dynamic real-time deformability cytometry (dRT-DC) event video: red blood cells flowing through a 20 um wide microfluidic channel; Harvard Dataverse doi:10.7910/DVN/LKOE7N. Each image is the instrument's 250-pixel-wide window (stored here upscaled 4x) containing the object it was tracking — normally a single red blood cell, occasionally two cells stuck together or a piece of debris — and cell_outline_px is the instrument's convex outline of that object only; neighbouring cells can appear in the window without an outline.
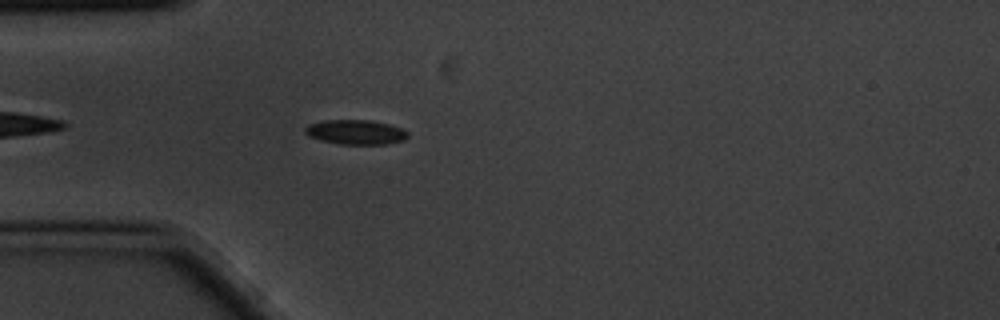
{"species": "common noctule bat (a hibernating species)", "species_latin": "Nyctalus noctula", "temperature_condition": "cold", "stored_images_in_passage": 4, "camera_frame_rate_fps": 3000, "um_per_image_px": 0.085, "animal": {"sex": "male", "body_mass_g": 20.1, "forearm_length_mm": 53.5}, "frame": {"image": 1, "passage_image": 4, "time_ms": 1.0, "image_size_px": [1000, 320], "cell_outline_px": [[408, 136], [404, 140], [384, 144], [336, 144], [320, 140], [308, 136], [304, 132], [304, 128], [308, 124], [324, 120], [368, 120], [388, 124], [400, 128], [408, 132]], "centroid_in_image_um": [30.18, 11.23], "position_along_channel_um": 54.8, "area_um2": 14.74}}